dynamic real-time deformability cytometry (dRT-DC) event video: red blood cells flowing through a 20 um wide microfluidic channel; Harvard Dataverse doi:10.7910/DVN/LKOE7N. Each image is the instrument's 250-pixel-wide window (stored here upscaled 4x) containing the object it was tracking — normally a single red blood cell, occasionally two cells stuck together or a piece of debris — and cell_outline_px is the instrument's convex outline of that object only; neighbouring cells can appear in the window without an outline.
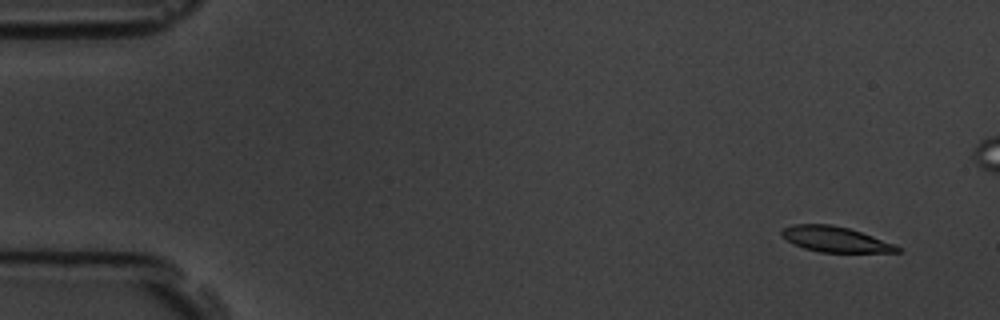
{"species": "common noctule bat (a hibernating species)", "species_latin": "Nyctalus noctula", "temperature_condition": "room temperature", "stored_images_in_passage": 7, "camera_frame_rate_fps": 3000, "um_per_image_px": 0.085, "animal": {"sex": "male", "body_mass_g": 19.5, "forearm_length_mm": 54.6}, "frame": {"image": 1, "passage_image": 1, "time_ms": 0.0, "image_size_px": [1000, 320], "cell_outline_px": [[900, 252], [820, 252], [804, 248], [792, 244], [780, 232], [784, 228], [792, 224], [832, 224], [848, 228], [896, 244], [900, 248]], "centroid_in_image_um": [71.0, 20.34], "position_along_channel_um": 14.0, "area_um2": 16.99}}
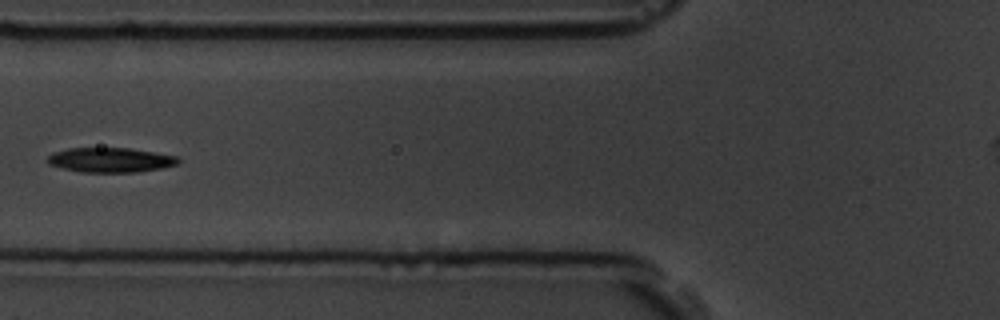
{"frame": {"image": 2, "passage_image": 6, "time_ms": 6.0, "image_size_px": [1000, 320], "cell_outline_px": [[180, 160], [176, 164], [164, 168], [136, 172], [80, 172], [48, 164], [48, 156], [52, 152], [68, 148], [128, 148], [156, 152], [176, 156]], "centroid_in_image_um": [9.39, 13.59], "position_along_channel_um": 116.4, "area_um2": 18.79}}
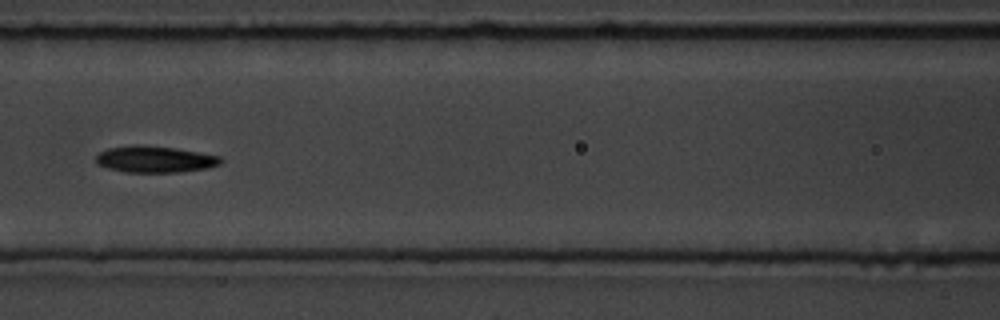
{"frame": {"image": 3, "passage_image": 7, "time_ms": 7.0, "image_size_px": [1000, 320], "cell_outline_px": [[224, 160], [220, 164], [208, 168], [180, 172], [124, 172], [108, 168], [96, 164], [96, 156], [100, 152], [108, 148], [136, 144], [140, 144], [176, 148], [200, 152], [220, 156]], "centroid_in_image_um": [13.18, 13.53], "position_along_channel_um": 153.4, "area_um2": 19.48}}